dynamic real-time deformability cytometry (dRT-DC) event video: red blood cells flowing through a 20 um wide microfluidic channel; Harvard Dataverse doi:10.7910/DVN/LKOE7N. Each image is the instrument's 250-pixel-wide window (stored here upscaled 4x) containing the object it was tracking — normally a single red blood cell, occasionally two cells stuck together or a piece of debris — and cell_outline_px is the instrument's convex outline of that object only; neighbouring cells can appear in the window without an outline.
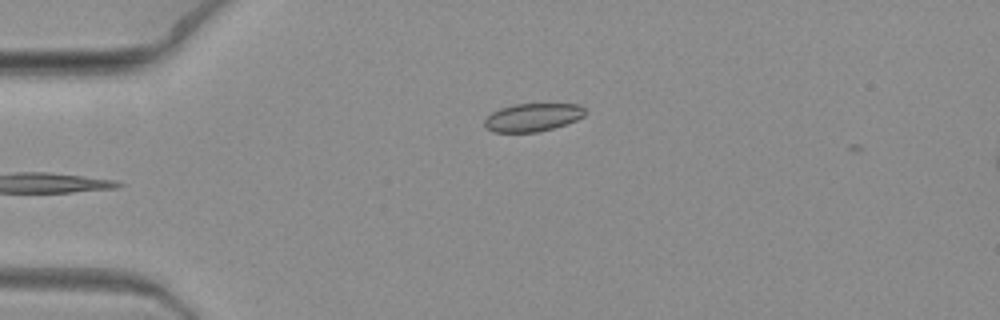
{"species": "common noctule bat (a hibernating species)", "species_latin": "Nyctalus noctula", "temperature_condition": "warm", "stored_images_in_passage": 7, "camera_frame_rate_fps": 3000, "um_per_image_px": 0.085, "animal": {"sex": "female", "body_mass_g": 19.3, "forearm_length_mm": 54.1}, "frame": {"image": 1, "passage_image": 7, "time_ms": 2.0, "image_size_px": [1000, 320], "cell_outline_px": [[588, 112], [584, 116], [576, 120], [552, 128], [536, 132], [492, 132], [484, 128], [484, 120], [492, 112], [500, 108], [512, 104], [580, 104]], "centroid_in_image_um": [45.26, 9.97], "position_along_channel_um": 39.7, "area_um2": 16.53}}